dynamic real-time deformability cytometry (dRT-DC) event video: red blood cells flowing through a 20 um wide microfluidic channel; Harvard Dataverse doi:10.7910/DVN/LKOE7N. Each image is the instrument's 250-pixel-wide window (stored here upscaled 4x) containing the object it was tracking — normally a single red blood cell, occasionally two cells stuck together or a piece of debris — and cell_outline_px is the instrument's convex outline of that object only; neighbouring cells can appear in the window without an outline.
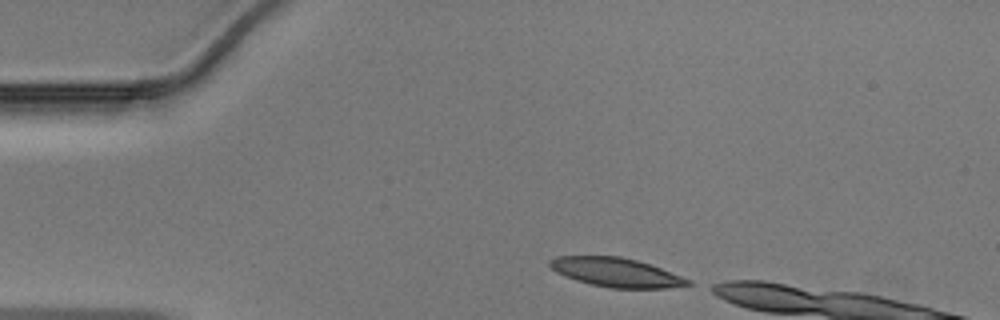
{"species": "Egyptian fruit bat (a non-hibernating species)", "species_latin": "Rousettus aegyptiacus", "temperature_condition": "warm", "stored_images_in_passage": 10, "camera_frame_rate_fps": 3000, "um_per_image_px": 0.085, "animal": {"sex": "male"}, "frame": {"image": 1, "passage_image": 1, "time_ms": 0.0, "image_size_px": [1000, 320], "cell_outline_px": [[692, 284], [668, 288], [608, 288], [576, 280], [556, 272], [548, 264], [548, 260], [556, 256], [620, 256], [636, 260], [660, 268], [692, 280]], "centroid_in_image_um": [52.36, 23.15], "position_along_channel_um": 32.6, "area_um2": 23.24}}